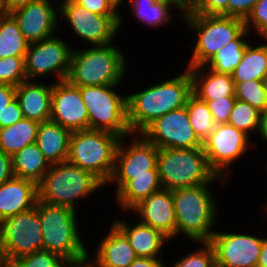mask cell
Wrapping results in <instances>:
<instances>
[{
  "label": "cell",
  "instance_id": "74e56055",
  "mask_svg": "<svg viewBox=\"0 0 267 267\" xmlns=\"http://www.w3.org/2000/svg\"><path fill=\"white\" fill-rule=\"evenodd\" d=\"M203 247L177 260L172 267H213L216 264L215 252L209 242H201Z\"/></svg>",
  "mask_w": 267,
  "mask_h": 267
},
{
  "label": "cell",
  "instance_id": "4316f807",
  "mask_svg": "<svg viewBox=\"0 0 267 267\" xmlns=\"http://www.w3.org/2000/svg\"><path fill=\"white\" fill-rule=\"evenodd\" d=\"M50 166L36 143L27 145L12 156L13 175L33 181L37 185Z\"/></svg>",
  "mask_w": 267,
  "mask_h": 267
},
{
  "label": "cell",
  "instance_id": "4fadbf2b",
  "mask_svg": "<svg viewBox=\"0 0 267 267\" xmlns=\"http://www.w3.org/2000/svg\"><path fill=\"white\" fill-rule=\"evenodd\" d=\"M245 132L224 123L216 124L210 136L203 142L209 167L218 175L229 174L230 165L246 153L249 139Z\"/></svg>",
  "mask_w": 267,
  "mask_h": 267
},
{
  "label": "cell",
  "instance_id": "9a60e30c",
  "mask_svg": "<svg viewBox=\"0 0 267 267\" xmlns=\"http://www.w3.org/2000/svg\"><path fill=\"white\" fill-rule=\"evenodd\" d=\"M263 238L240 233L215 232L209 241L221 267H257Z\"/></svg>",
  "mask_w": 267,
  "mask_h": 267
},
{
  "label": "cell",
  "instance_id": "cb8c5ba5",
  "mask_svg": "<svg viewBox=\"0 0 267 267\" xmlns=\"http://www.w3.org/2000/svg\"><path fill=\"white\" fill-rule=\"evenodd\" d=\"M113 224L126 236L137 257L157 258L162 252L164 242L170 240L160 230L142 222L130 225L116 219Z\"/></svg>",
  "mask_w": 267,
  "mask_h": 267
},
{
  "label": "cell",
  "instance_id": "484cf974",
  "mask_svg": "<svg viewBox=\"0 0 267 267\" xmlns=\"http://www.w3.org/2000/svg\"><path fill=\"white\" fill-rule=\"evenodd\" d=\"M71 132L53 121L38 126L36 144L50 165L68 159Z\"/></svg>",
  "mask_w": 267,
  "mask_h": 267
},
{
  "label": "cell",
  "instance_id": "f5cc1de1",
  "mask_svg": "<svg viewBox=\"0 0 267 267\" xmlns=\"http://www.w3.org/2000/svg\"><path fill=\"white\" fill-rule=\"evenodd\" d=\"M7 261H8V258H7L5 246L3 243V232H2V227L0 224V263L7 262Z\"/></svg>",
  "mask_w": 267,
  "mask_h": 267
},
{
  "label": "cell",
  "instance_id": "ac0fdd59",
  "mask_svg": "<svg viewBox=\"0 0 267 267\" xmlns=\"http://www.w3.org/2000/svg\"><path fill=\"white\" fill-rule=\"evenodd\" d=\"M54 8L50 0H37L9 14L16 20L24 38L30 44L55 34L59 22Z\"/></svg>",
  "mask_w": 267,
  "mask_h": 267
},
{
  "label": "cell",
  "instance_id": "d6986e66",
  "mask_svg": "<svg viewBox=\"0 0 267 267\" xmlns=\"http://www.w3.org/2000/svg\"><path fill=\"white\" fill-rule=\"evenodd\" d=\"M139 214L140 222L160 230L169 239L176 236V214L172 191L160 189L142 200L133 209Z\"/></svg>",
  "mask_w": 267,
  "mask_h": 267
},
{
  "label": "cell",
  "instance_id": "60d3db41",
  "mask_svg": "<svg viewBox=\"0 0 267 267\" xmlns=\"http://www.w3.org/2000/svg\"><path fill=\"white\" fill-rule=\"evenodd\" d=\"M235 100V96H228L223 99L205 101L216 124L228 123Z\"/></svg>",
  "mask_w": 267,
  "mask_h": 267
},
{
  "label": "cell",
  "instance_id": "e575fe53",
  "mask_svg": "<svg viewBox=\"0 0 267 267\" xmlns=\"http://www.w3.org/2000/svg\"><path fill=\"white\" fill-rule=\"evenodd\" d=\"M235 98L247 102L259 111L267 109V94L263 80L235 82Z\"/></svg>",
  "mask_w": 267,
  "mask_h": 267
},
{
  "label": "cell",
  "instance_id": "816d5d0a",
  "mask_svg": "<svg viewBox=\"0 0 267 267\" xmlns=\"http://www.w3.org/2000/svg\"><path fill=\"white\" fill-rule=\"evenodd\" d=\"M257 267H267V238H263L261 254L258 260Z\"/></svg>",
  "mask_w": 267,
  "mask_h": 267
},
{
  "label": "cell",
  "instance_id": "f35d334b",
  "mask_svg": "<svg viewBox=\"0 0 267 267\" xmlns=\"http://www.w3.org/2000/svg\"><path fill=\"white\" fill-rule=\"evenodd\" d=\"M187 9L195 14L228 16V0H187Z\"/></svg>",
  "mask_w": 267,
  "mask_h": 267
},
{
  "label": "cell",
  "instance_id": "d4e9b609",
  "mask_svg": "<svg viewBox=\"0 0 267 267\" xmlns=\"http://www.w3.org/2000/svg\"><path fill=\"white\" fill-rule=\"evenodd\" d=\"M96 251L97 267H129L137 258L126 236L114 224Z\"/></svg>",
  "mask_w": 267,
  "mask_h": 267
},
{
  "label": "cell",
  "instance_id": "f546056e",
  "mask_svg": "<svg viewBox=\"0 0 267 267\" xmlns=\"http://www.w3.org/2000/svg\"><path fill=\"white\" fill-rule=\"evenodd\" d=\"M131 1V2H130ZM132 13L139 19V22L159 27L170 23L173 16L169 10L173 8L181 10L183 15L187 11V3H165L156 0H129Z\"/></svg>",
  "mask_w": 267,
  "mask_h": 267
},
{
  "label": "cell",
  "instance_id": "83f0119b",
  "mask_svg": "<svg viewBox=\"0 0 267 267\" xmlns=\"http://www.w3.org/2000/svg\"><path fill=\"white\" fill-rule=\"evenodd\" d=\"M39 122L23 118L13 125L0 128V150L13 156L27 145L36 142Z\"/></svg>",
  "mask_w": 267,
  "mask_h": 267
},
{
  "label": "cell",
  "instance_id": "ee69618b",
  "mask_svg": "<svg viewBox=\"0 0 267 267\" xmlns=\"http://www.w3.org/2000/svg\"><path fill=\"white\" fill-rule=\"evenodd\" d=\"M23 118L22 109L18 100L15 98L6 106V109L3 112V121H0V128L13 125Z\"/></svg>",
  "mask_w": 267,
  "mask_h": 267
},
{
  "label": "cell",
  "instance_id": "91938a15",
  "mask_svg": "<svg viewBox=\"0 0 267 267\" xmlns=\"http://www.w3.org/2000/svg\"><path fill=\"white\" fill-rule=\"evenodd\" d=\"M0 267H4V262H1L0 263Z\"/></svg>",
  "mask_w": 267,
  "mask_h": 267
},
{
  "label": "cell",
  "instance_id": "ba28073f",
  "mask_svg": "<svg viewBox=\"0 0 267 267\" xmlns=\"http://www.w3.org/2000/svg\"><path fill=\"white\" fill-rule=\"evenodd\" d=\"M36 207L41 222L44 250L58 253L64 259H74L86 254L77 228L76 210L49 205L37 200Z\"/></svg>",
  "mask_w": 267,
  "mask_h": 267
},
{
  "label": "cell",
  "instance_id": "7a4b0ae2",
  "mask_svg": "<svg viewBox=\"0 0 267 267\" xmlns=\"http://www.w3.org/2000/svg\"><path fill=\"white\" fill-rule=\"evenodd\" d=\"M209 184L186 187L172 191L176 214V235L182 233L191 241L209 242L215 233L216 201Z\"/></svg>",
  "mask_w": 267,
  "mask_h": 267
},
{
  "label": "cell",
  "instance_id": "3957f363",
  "mask_svg": "<svg viewBox=\"0 0 267 267\" xmlns=\"http://www.w3.org/2000/svg\"><path fill=\"white\" fill-rule=\"evenodd\" d=\"M157 169L162 188L170 191L226 181L209 167L203 147L159 149Z\"/></svg>",
  "mask_w": 267,
  "mask_h": 267
},
{
  "label": "cell",
  "instance_id": "7bdbcfd3",
  "mask_svg": "<svg viewBox=\"0 0 267 267\" xmlns=\"http://www.w3.org/2000/svg\"><path fill=\"white\" fill-rule=\"evenodd\" d=\"M259 0H228V16L246 20Z\"/></svg>",
  "mask_w": 267,
  "mask_h": 267
},
{
  "label": "cell",
  "instance_id": "4dcf8cb0",
  "mask_svg": "<svg viewBox=\"0 0 267 267\" xmlns=\"http://www.w3.org/2000/svg\"><path fill=\"white\" fill-rule=\"evenodd\" d=\"M28 45L16 20L9 13L0 17V58L25 57Z\"/></svg>",
  "mask_w": 267,
  "mask_h": 267
},
{
  "label": "cell",
  "instance_id": "1f68e13d",
  "mask_svg": "<svg viewBox=\"0 0 267 267\" xmlns=\"http://www.w3.org/2000/svg\"><path fill=\"white\" fill-rule=\"evenodd\" d=\"M245 29L236 39L231 41L225 47H222L213 58L205 65L217 73L232 75L242 60L244 51L249 42L244 38L248 33ZM244 39V40H243Z\"/></svg>",
  "mask_w": 267,
  "mask_h": 267
},
{
  "label": "cell",
  "instance_id": "7dc6e473",
  "mask_svg": "<svg viewBox=\"0 0 267 267\" xmlns=\"http://www.w3.org/2000/svg\"><path fill=\"white\" fill-rule=\"evenodd\" d=\"M95 263H92L89 258V253L74 258V259H64L63 266L62 267H97L96 261ZM65 265V266H64Z\"/></svg>",
  "mask_w": 267,
  "mask_h": 267
},
{
  "label": "cell",
  "instance_id": "11a10c76",
  "mask_svg": "<svg viewBox=\"0 0 267 267\" xmlns=\"http://www.w3.org/2000/svg\"><path fill=\"white\" fill-rule=\"evenodd\" d=\"M156 1L165 3H187V0H156Z\"/></svg>",
  "mask_w": 267,
  "mask_h": 267
},
{
  "label": "cell",
  "instance_id": "30bf717a",
  "mask_svg": "<svg viewBox=\"0 0 267 267\" xmlns=\"http://www.w3.org/2000/svg\"><path fill=\"white\" fill-rule=\"evenodd\" d=\"M0 224L8 261L44 250L41 222L36 205L27 211L3 219Z\"/></svg>",
  "mask_w": 267,
  "mask_h": 267
},
{
  "label": "cell",
  "instance_id": "f6af8a7d",
  "mask_svg": "<svg viewBox=\"0 0 267 267\" xmlns=\"http://www.w3.org/2000/svg\"><path fill=\"white\" fill-rule=\"evenodd\" d=\"M16 87L10 84H0V121H3V112L6 106L15 99Z\"/></svg>",
  "mask_w": 267,
  "mask_h": 267
},
{
  "label": "cell",
  "instance_id": "7402d4cb",
  "mask_svg": "<svg viewBox=\"0 0 267 267\" xmlns=\"http://www.w3.org/2000/svg\"><path fill=\"white\" fill-rule=\"evenodd\" d=\"M23 116L39 123L50 121L52 84L49 86L29 80L16 86V96Z\"/></svg>",
  "mask_w": 267,
  "mask_h": 267
},
{
  "label": "cell",
  "instance_id": "ab89813d",
  "mask_svg": "<svg viewBox=\"0 0 267 267\" xmlns=\"http://www.w3.org/2000/svg\"><path fill=\"white\" fill-rule=\"evenodd\" d=\"M244 23L245 29L250 31L252 25L256 33L267 40V0H259Z\"/></svg>",
  "mask_w": 267,
  "mask_h": 267
},
{
  "label": "cell",
  "instance_id": "5b68a950",
  "mask_svg": "<svg viewBox=\"0 0 267 267\" xmlns=\"http://www.w3.org/2000/svg\"><path fill=\"white\" fill-rule=\"evenodd\" d=\"M119 140V136L107 131L84 129L72 132L67 160L107 185L114 172Z\"/></svg>",
  "mask_w": 267,
  "mask_h": 267
},
{
  "label": "cell",
  "instance_id": "6da1fadb",
  "mask_svg": "<svg viewBox=\"0 0 267 267\" xmlns=\"http://www.w3.org/2000/svg\"><path fill=\"white\" fill-rule=\"evenodd\" d=\"M192 94L189 69L144 91L127 95V121L131 133H141L155 119L186 106Z\"/></svg>",
  "mask_w": 267,
  "mask_h": 267
},
{
  "label": "cell",
  "instance_id": "bcb514c9",
  "mask_svg": "<svg viewBox=\"0 0 267 267\" xmlns=\"http://www.w3.org/2000/svg\"><path fill=\"white\" fill-rule=\"evenodd\" d=\"M12 156L0 150V184L13 177Z\"/></svg>",
  "mask_w": 267,
  "mask_h": 267
},
{
  "label": "cell",
  "instance_id": "5bb4252c",
  "mask_svg": "<svg viewBox=\"0 0 267 267\" xmlns=\"http://www.w3.org/2000/svg\"><path fill=\"white\" fill-rule=\"evenodd\" d=\"M141 134L158 149L203 147L189 122L186 106L155 119Z\"/></svg>",
  "mask_w": 267,
  "mask_h": 267
},
{
  "label": "cell",
  "instance_id": "7c38bea8",
  "mask_svg": "<svg viewBox=\"0 0 267 267\" xmlns=\"http://www.w3.org/2000/svg\"><path fill=\"white\" fill-rule=\"evenodd\" d=\"M56 10L65 17L74 33L82 40L95 45L112 44L120 29V15H97L74 0L60 2Z\"/></svg>",
  "mask_w": 267,
  "mask_h": 267
},
{
  "label": "cell",
  "instance_id": "9f6ffc18",
  "mask_svg": "<svg viewBox=\"0 0 267 267\" xmlns=\"http://www.w3.org/2000/svg\"><path fill=\"white\" fill-rule=\"evenodd\" d=\"M4 267H19L14 261L4 262Z\"/></svg>",
  "mask_w": 267,
  "mask_h": 267
},
{
  "label": "cell",
  "instance_id": "db71d44e",
  "mask_svg": "<svg viewBox=\"0 0 267 267\" xmlns=\"http://www.w3.org/2000/svg\"><path fill=\"white\" fill-rule=\"evenodd\" d=\"M111 6L117 11V9L119 8L118 6H120V4L124 1V0H107ZM127 1V0H126Z\"/></svg>",
  "mask_w": 267,
  "mask_h": 267
},
{
  "label": "cell",
  "instance_id": "8fae6325",
  "mask_svg": "<svg viewBox=\"0 0 267 267\" xmlns=\"http://www.w3.org/2000/svg\"><path fill=\"white\" fill-rule=\"evenodd\" d=\"M72 48L59 37L51 36L39 42L30 43L24 57L27 80L55 72L58 81L67 79Z\"/></svg>",
  "mask_w": 267,
  "mask_h": 267
},
{
  "label": "cell",
  "instance_id": "6f0895ef",
  "mask_svg": "<svg viewBox=\"0 0 267 267\" xmlns=\"http://www.w3.org/2000/svg\"><path fill=\"white\" fill-rule=\"evenodd\" d=\"M6 14L4 7H3V2L0 0V17L4 16Z\"/></svg>",
  "mask_w": 267,
  "mask_h": 267
},
{
  "label": "cell",
  "instance_id": "681fc988",
  "mask_svg": "<svg viewBox=\"0 0 267 267\" xmlns=\"http://www.w3.org/2000/svg\"><path fill=\"white\" fill-rule=\"evenodd\" d=\"M34 1L37 0H2L3 7L6 13H10L17 8L22 7Z\"/></svg>",
  "mask_w": 267,
  "mask_h": 267
},
{
  "label": "cell",
  "instance_id": "2e32d148",
  "mask_svg": "<svg viewBox=\"0 0 267 267\" xmlns=\"http://www.w3.org/2000/svg\"><path fill=\"white\" fill-rule=\"evenodd\" d=\"M50 120L71 133L89 129V117L80 88L67 79L52 84Z\"/></svg>",
  "mask_w": 267,
  "mask_h": 267
},
{
  "label": "cell",
  "instance_id": "d590c367",
  "mask_svg": "<svg viewBox=\"0 0 267 267\" xmlns=\"http://www.w3.org/2000/svg\"><path fill=\"white\" fill-rule=\"evenodd\" d=\"M27 81L24 57L0 58V84L18 86Z\"/></svg>",
  "mask_w": 267,
  "mask_h": 267
},
{
  "label": "cell",
  "instance_id": "603a6c76",
  "mask_svg": "<svg viewBox=\"0 0 267 267\" xmlns=\"http://www.w3.org/2000/svg\"><path fill=\"white\" fill-rule=\"evenodd\" d=\"M205 67L202 65L188 68L192 77V93L195 96L202 101L235 96V82L232 75L217 73L210 68L206 74Z\"/></svg>",
  "mask_w": 267,
  "mask_h": 267
},
{
  "label": "cell",
  "instance_id": "52a82bcc",
  "mask_svg": "<svg viewBox=\"0 0 267 267\" xmlns=\"http://www.w3.org/2000/svg\"><path fill=\"white\" fill-rule=\"evenodd\" d=\"M182 16L198 36L187 68L206 65L222 47L245 30L244 20L230 16L201 15L188 9Z\"/></svg>",
  "mask_w": 267,
  "mask_h": 267
},
{
  "label": "cell",
  "instance_id": "836d02e7",
  "mask_svg": "<svg viewBox=\"0 0 267 267\" xmlns=\"http://www.w3.org/2000/svg\"><path fill=\"white\" fill-rule=\"evenodd\" d=\"M260 113L261 111L252 107L247 102L236 99L230 113L228 124L245 132L249 136V132L259 130Z\"/></svg>",
  "mask_w": 267,
  "mask_h": 267
},
{
  "label": "cell",
  "instance_id": "8992f818",
  "mask_svg": "<svg viewBox=\"0 0 267 267\" xmlns=\"http://www.w3.org/2000/svg\"><path fill=\"white\" fill-rule=\"evenodd\" d=\"M103 186L90 172L66 160L51 165L44 174L38 184V200L76 210V199L85 198Z\"/></svg>",
  "mask_w": 267,
  "mask_h": 267
},
{
  "label": "cell",
  "instance_id": "44dd1931",
  "mask_svg": "<svg viewBox=\"0 0 267 267\" xmlns=\"http://www.w3.org/2000/svg\"><path fill=\"white\" fill-rule=\"evenodd\" d=\"M117 184L116 201L124 210H131L142 200L162 189L159 174L112 175Z\"/></svg>",
  "mask_w": 267,
  "mask_h": 267
},
{
  "label": "cell",
  "instance_id": "d6a6232c",
  "mask_svg": "<svg viewBox=\"0 0 267 267\" xmlns=\"http://www.w3.org/2000/svg\"><path fill=\"white\" fill-rule=\"evenodd\" d=\"M186 108L194 133L203 143L216 126L208 105L192 93L187 100Z\"/></svg>",
  "mask_w": 267,
  "mask_h": 267
},
{
  "label": "cell",
  "instance_id": "c3c4849f",
  "mask_svg": "<svg viewBox=\"0 0 267 267\" xmlns=\"http://www.w3.org/2000/svg\"><path fill=\"white\" fill-rule=\"evenodd\" d=\"M129 267H166L161 258L137 257Z\"/></svg>",
  "mask_w": 267,
  "mask_h": 267
},
{
  "label": "cell",
  "instance_id": "277c9868",
  "mask_svg": "<svg viewBox=\"0 0 267 267\" xmlns=\"http://www.w3.org/2000/svg\"><path fill=\"white\" fill-rule=\"evenodd\" d=\"M93 47L72 51L67 80L78 87L119 84L126 73L123 53L111 44Z\"/></svg>",
  "mask_w": 267,
  "mask_h": 267
},
{
  "label": "cell",
  "instance_id": "f1b7e54d",
  "mask_svg": "<svg viewBox=\"0 0 267 267\" xmlns=\"http://www.w3.org/2000/svg\"><path fill=\"white\" fill-rule=\"evenodd\" d=\"M267 75V43L253 47L249 43L242 60L233 71L234 82L263 80Z\"/></svg>",
  "mask_w": 267,
  "mask_h": 267
},
{
  "label": "cell",
  "instance_id": "680465c9",
  "mask_svg": "<svg viewBox=\"0 0 267 267\" xmlns=\"http://www.w3.org/2000/svg\"><path fill=\"white\" fill-rule=\"evenodd\" d=\"M263 84H264V88H265L266 94H267V75L263 79Z\"/></svg>",
  "mask_w": 267,
  "mask_h": 267
},
{
  "label": "cell",
  "instance_id": "8d00e7d4",
  "mask_svg": "<svg viewBox=\"0 0 267 267\" xmlns=\"http://www.w3.org/2000/svg\"><path fill=\"white\" fill-rule=\"evenodd\" d=\"M19 267H62L64 258L58 253L39 250L14 260Z\"/></svg>",
  "mask_w": 267,
  "mask_h": 267
},
{
  "label": "cell",
  "instance_id": "9c48e42d",
  "mask_svg": "<svg viewBox=\"0 0 267 267\" xmlns=\"http://www.w3.org/2000/svg\"><path fill=\"white\" fill-rule=\"evenodd\" d=\"M118 84L79 87L89 117V129L133 135L127 121V96L115 92ZM114 89V90H113Z\"/></svg>",
  "mask_w": 267,
  "mask_h": 267
},
{
  "label": "cell",
  "instance_id": "f907efd6",
  "mask_svg": "<svg viewBox=\"0 0 267 267\" xmlns=\"http://www.w3.org/2000/svg\"><path fill=\"white\" fill-rule=\"evenodd\" d=\"M261 138L267 141V109L260 113V123L258 130Z\"/></svg>",
  "mask_w": 267,
  "mask_h": 267
},
{
  "label": "cell",
  "instance_id": "ffe728a7",
  "mask_svg": "<svg viewBox=\"0 0 267 267\" xmlns=\"http://www.w3.org/2000/svg\"><path fill=\"white\" fill-rule=\"evenodd\" d=\"M37 200L38 185L33 181L13 176L0 184V222L31 209Z\"/></svg>",
  "mask_w": 267,
  "mask_h": 267
},
{
  "label": "cell",
  "instance_id": "b9f144b4",
  "mask_svg": "<svg viewBox=\"0 0 267 267\" xmlns=\"http://www.w3.org/2000/svg\"><path fill=\"white\" fill-rule=\"evenodd\" d=\"M78 5L85 7L97 15H120L119 27H122V17L107 0H74Z\"/></svg>",
  "mask_w": 267,
  "mask_h": 267
},
{
  "label": "cell",
  "instance_id": "e0dca14e",
  "mask_svg": "<svg viewBox=\"0 0 267 267\" xmlns=\"http://www.w3.org/2000/svg\"><path fill=\"white\" fill-rule=\"evenodd\" d=\"M137 136L138 138H136ZM127 137H122L119 140L113 175L158 174L159 149L141 133L136 134L131 144L125 146L123 143Z\"/></svg>",
  "mask_w": 267,
  "mask_h": 267
}]
</instances>
